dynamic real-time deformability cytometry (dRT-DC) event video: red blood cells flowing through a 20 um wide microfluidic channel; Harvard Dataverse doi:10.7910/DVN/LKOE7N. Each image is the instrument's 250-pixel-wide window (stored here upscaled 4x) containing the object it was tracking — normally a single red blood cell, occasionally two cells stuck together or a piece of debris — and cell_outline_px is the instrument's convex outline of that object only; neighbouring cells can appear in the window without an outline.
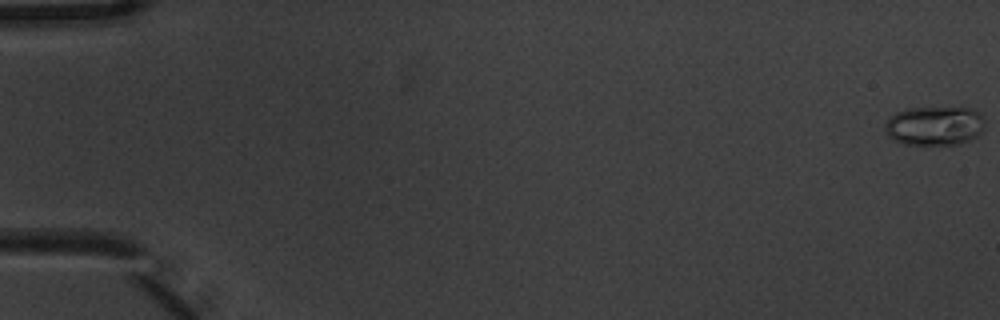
{"species": "common noctule bat (a hibernating species)", "species_latin": "Nyctalus noctula", "temperature_condition": "warm", "stored_images_in_passage": 6, "camera_frame_rate_fps": 3000, "um_per_image_px": 0.085, "animal": {"sex": "male", "body_mass_g": 20.1, "forearm_length_mm": 53.5}, "frame": {"image": 1, "passage_image": 1, "time_ms": 0.0, "image_size_px": [1000, 320], "cell_outline_px": [[984, 128], [976, 136], [968, 140], [956, 144], [904, 144], [892, 140], [888, 136], [884, 128], [884, 124], [896, 112], [908, 108], [972, 108], [984, 120]], "centroid_in_image_um": [79.4, 10.69], "position_along_channel_um": 5.6, "area_um2": 22.54}}